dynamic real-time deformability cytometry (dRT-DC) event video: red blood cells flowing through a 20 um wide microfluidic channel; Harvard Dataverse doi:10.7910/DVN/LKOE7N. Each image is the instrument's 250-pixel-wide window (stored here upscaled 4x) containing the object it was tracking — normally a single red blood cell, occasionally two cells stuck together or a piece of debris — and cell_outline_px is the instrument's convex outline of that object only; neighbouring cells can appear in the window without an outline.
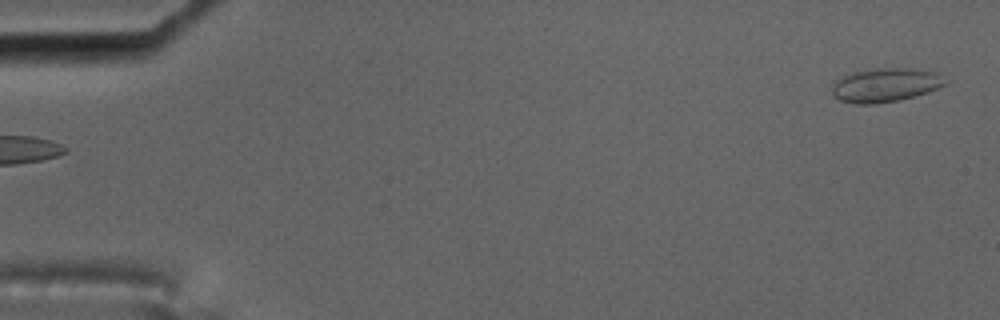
{"species": "common noctule bat (a hibernating species)", "species_latin": "Nyctalus noctula", "temperature_condition": "cold", "stored_images_in_passage": 53, "camera_frame_rate_fps": 3000, "um_per_image_px": 0.085, "animal": {"sex": "male", "body_mass_g": 17.5, "forearm_length_mm": 52.3}, "frame": {"image": 1, "passage_image": 1, "time_ms": 0.0, "image_size_px": [1000, 320], "cell_outline_px": [[948, 84], [928, 92], [900, 100], [872, 104], [856, 104], [840, 100], [832, 96], [832, 80], [852, 72], [876, 68], [920, 68], [936, 72], [948, 80]], "centroid_in_image_um": [75.26, 7.21], "position_along_channel_um": 9.7, "area_um2": 22.83}}
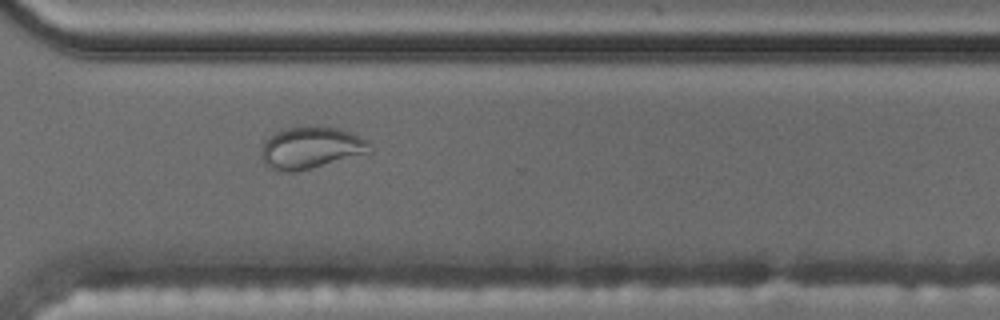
{"frame": {"image": 2, "passage_image": 41, "time_ms": 13.333, "image_size_px": [1000, 320], "cell_outline_px": [[372, 152], [312, 168], [296, 172], [284, 172], [268, 168], [264, 164], [260, 156], [260, 152], [264, 140], [268, 136], [276, 132], [288, 128], [316, 124], [336, 128], [348, 132], [364, 140], [368, 144]], "centroid_in_image_um": [26.34, 12.56], "position_along_channel_um": 344.3, "area_um2": 26.7}}
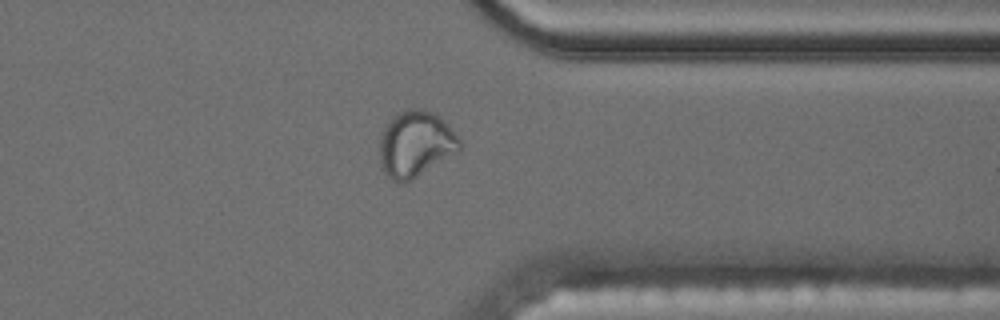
{"frame": {"image": 3, "passage_image": 44, "time_ms": 14.333, "image_size_px": [1000, 320], "cell_outline_px": [[460, 148], [412, 180], [404, 184], [400, 184], [392, 180], [384, 172], [380, 164], [380, 136], [384, 128], [392, 116], [408, 108], [416, 108], [432, 112], [444, 120], [448, 124], [460, 140]], "centroid_in_image_um": [35.27, 12.24], "position_along_channel_um": 376.1, "area_um2": 30.46}}